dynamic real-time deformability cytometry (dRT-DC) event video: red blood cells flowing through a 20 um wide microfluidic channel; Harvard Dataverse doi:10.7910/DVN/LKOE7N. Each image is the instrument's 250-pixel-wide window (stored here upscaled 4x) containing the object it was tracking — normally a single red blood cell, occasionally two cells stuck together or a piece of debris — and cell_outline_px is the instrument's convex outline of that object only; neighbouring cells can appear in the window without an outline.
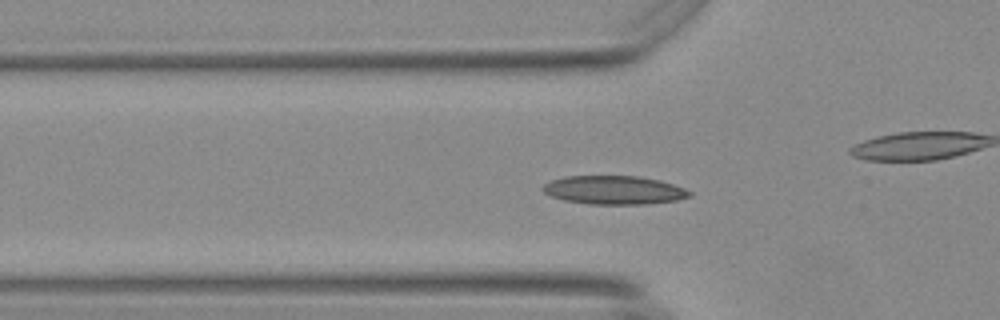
{"species": "Egyptian fruit bat (a non-hibernating species)", "species_latin": "Rousettus aegyptiacus", "temperature_condition": "warm", "stored_images_in_passage": 12, "camera_frame_rate_fps": 3000, "um_per_image_px": 0.085, "animal": {"sex": "female"}, "frame": {"image": 1, "passage_image": 2, "time_ms": 0.333, "image_size_px": [1000, 320], "cell_outline_px": [[692, 196], [676, 200], [644, 204], [588, 204], [564, 200], [552, 196], [544, 192], [540, 188], [544, 184], [552, 180], [564, 176], [636, 176], [660, 180], [684, 188], [692, 192]], "centroid_in_image_um": [52.18, 16.15], "position_along_channel_um": 73.6, "area_um2": 24.39}}
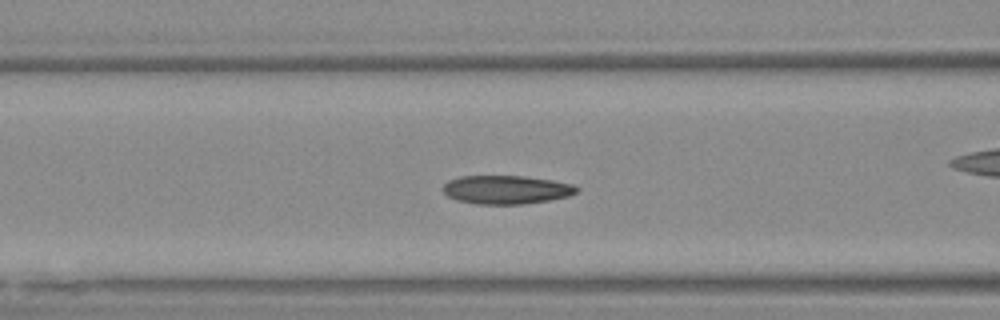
{"frame": {"image": 2, "passage_image": 6, "time_ms": 1.667, "image_size_px": [1000, 320], "cell_outline_px": [[580, 188], [576, 192], [568, 196], [548, 200], [524, 204], [476, 204], [456, 200], [448, 196], [440, 188], [448, 180], [460, 176], [524, 176], [552, 180], [572, 184]], "centroid_in_image_um": [43.0, 16.12], "position_along_channel_um": 123.6, "area_um2": 22.31}}